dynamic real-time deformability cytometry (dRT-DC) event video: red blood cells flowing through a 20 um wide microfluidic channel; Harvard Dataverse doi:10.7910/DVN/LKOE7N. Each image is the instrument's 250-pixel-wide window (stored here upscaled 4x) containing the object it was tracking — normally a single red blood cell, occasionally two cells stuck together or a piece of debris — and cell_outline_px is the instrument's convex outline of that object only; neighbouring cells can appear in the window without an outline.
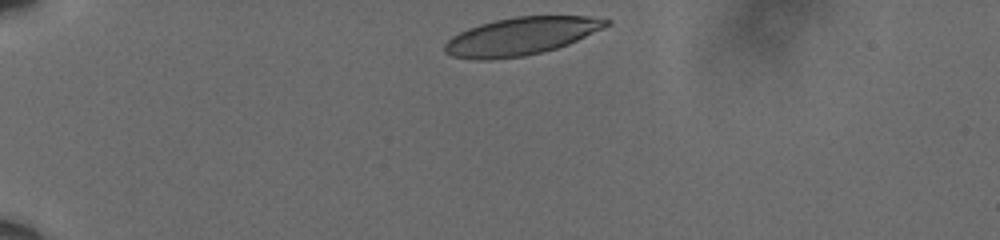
{"species": "human", "species_latin": "Homo sapiens", "temperature_condition": "cold", "stored_images_in_passage": 38, "camera_frame_rate_fps": 3000, "um_per_image_px": 0.085, "donor": {"sex": "male"}, "frame": {"image": 1, "passage_image": 1, "time_ms": 0.0, "image_size_px": [1000, 240], "cell_outline_px": [[612, 24], [568, 44], [556, 48], [524, 56], [492, 60], [476, 60], [452, 56], [444, 52], [444, 44], [452, 36], [468, 28], [480, 24], [496, 20], [516, 16], [588, 16], [612, 20]], "centroid_in_image_um": [44.28, 3.08], "position_along_channel_um": 40.7, "area_um2": 35.49}}
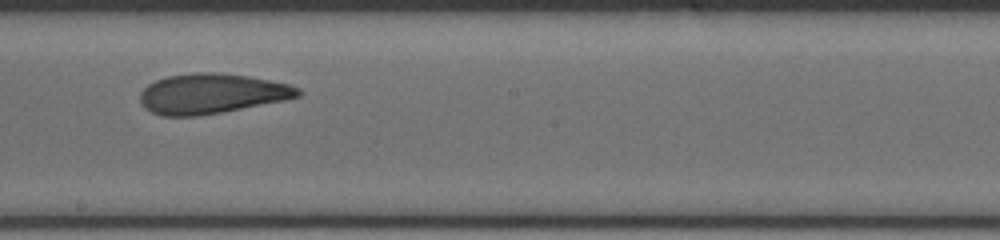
{"frame": {"image": 2, "passage_image": 22, "time_ms": 7.0, "image_size_px": [1000, 240], "cell_outline_px": [[300, 96], [284, 100], [200, 116], [160, 116], [144, 108], [140, 104], [140, 92], [148, 84], [156, 80], [168, 76], [196, 72], [216, 72], [248, 76], [288, 84], [300, 88]], "centroid_in_image_um": [17.94, 7.96], "position_along_channel_um": 230.3, "area_um2": 36.76}}
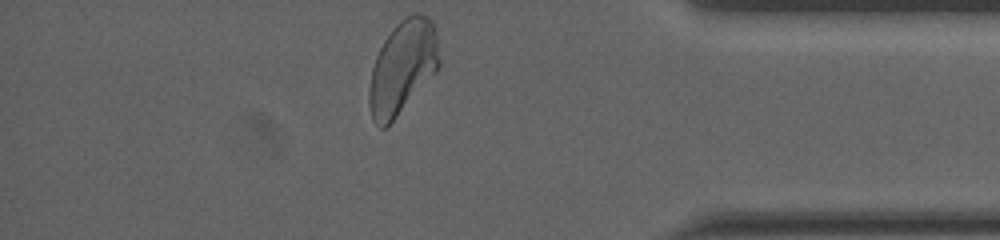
{"frame": {"image": 3, "passage_image": 38, "time_ms": 12.333, "image_size_px": [1000, 240], "cell_outline_px": [[440, 68], [396, 116], [384, 128], [380, 128], [372, 120], [368, 104], [368, 92], [372, 68], [376, 56], [384, 40], [396, 24], [404, 16], [412, 12], [420, 12], [428, 16], [432, 20], [436, 28], [440, 60]], "centroid_in_image_um": [34.23, 5.66], "position_along_channel_um": 401.0, "area_um2": 38.32}, "authors_computed_cell_mechanics": {"area_um2": 36.6452, "velocity_mm_per_s": 3.5918, "shape_relaxation_time_tau1_ms": 9.4932, "shape_relaxation_time_tau2_ms": 2.1165, "deformation_change_tau1": 0.2321, "deformation_change_tau2": 0.0917}}